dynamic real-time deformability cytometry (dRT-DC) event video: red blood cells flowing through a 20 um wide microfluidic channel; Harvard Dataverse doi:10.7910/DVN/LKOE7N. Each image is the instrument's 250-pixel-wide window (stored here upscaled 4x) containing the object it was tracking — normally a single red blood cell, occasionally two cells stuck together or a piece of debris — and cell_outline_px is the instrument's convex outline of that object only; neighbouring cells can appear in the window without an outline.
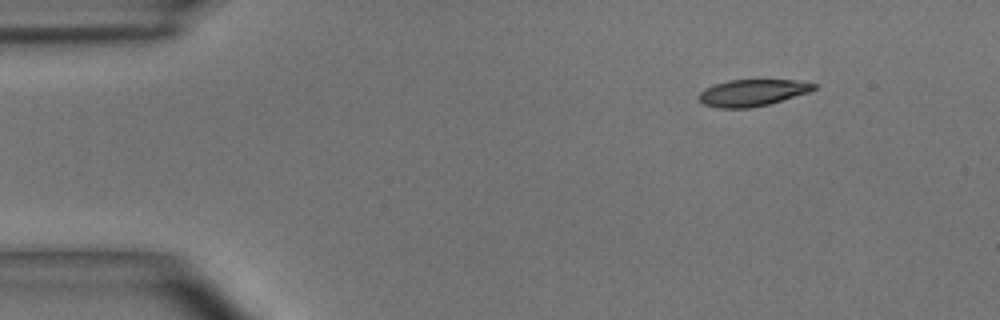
{"species": "common noctule bat (a hibernating species)", "species_latin": "Nyctalus noctula", "temperature_condition": "room temperature", "stored_images_in_passage": 3, "camera_frame_rate_fps": 3000, "um_per_image_px": 0.085, "animal": {"sex": "male", "body_mass_g": 15.6}, "frame": {"image": 1, "passage_image": 1, "time_ms": 0.0, "image_size_px": [1000, 320], "cell_outline_px": [[820, 84], [816, 88], [808, 92], [768, 104], [748, 108], [716, 108], [704, 104], [696, 96], [704, 88], [728, 80], [800, 80]], "centroid_in_image_um": [63.95, 7.87], "position_along_channel_um": 21.1, "area_um2": 17.92}}